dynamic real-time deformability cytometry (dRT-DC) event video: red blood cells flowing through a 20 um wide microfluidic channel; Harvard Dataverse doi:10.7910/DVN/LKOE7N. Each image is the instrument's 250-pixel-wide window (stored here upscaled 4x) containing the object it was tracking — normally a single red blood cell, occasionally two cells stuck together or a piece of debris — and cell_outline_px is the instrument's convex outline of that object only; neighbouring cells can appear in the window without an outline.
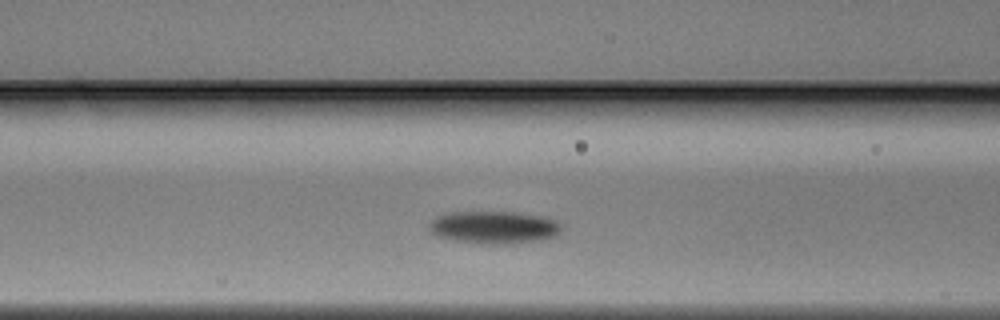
{"species": "Egyptian fruit bat (a non-hibernating species)", "species_latin": "Rousettus aegyptiacus", "temperature_condition": "warm", "stored_images_in_passage": 32, "camera_frame_rate_fps": 3000, "um_per_image_px": 0.085, "animal": {"sex": "male"}, "frame": {"image": 1, "passage_image": 12, "time_ms": 3.667, "image_size_px": [1000, 320], "cell_outline_px": [[560, 228], [556, 236], [544, 240], [512, 244], [484, 244], [456, 240], [440, 236], [432, 232], [428, 228], [428, 224], [436, 216], [448, 212], [512, 212], [544, 216], [556, 220], [560, 224]], "centroid_in_image_um": [42.01, 19.32], "position_along_channel_um": 124.6, "area_um2": 25.2}}
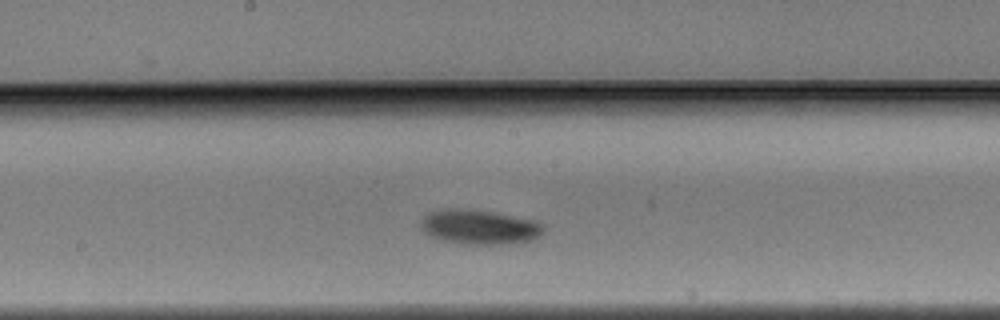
{"frame": {"image": 2, "passage_image": 18, "time_ms": 5.667, "image_size_px": [1000, 320], "cell_outline_px": [[544, 232], [540, 236], [532, 240], [516, 244], [460, 244], [444, 240], [432, 236], [424, 232], [424, 216], [428, 212], [436, 208], [468, 208], [492, 212], [536, 220], [544, 224]], "centroid_in_image_um": [40.82, 19.28], "position_along_channel_um": 207.4, "area_um2": 25.03}}
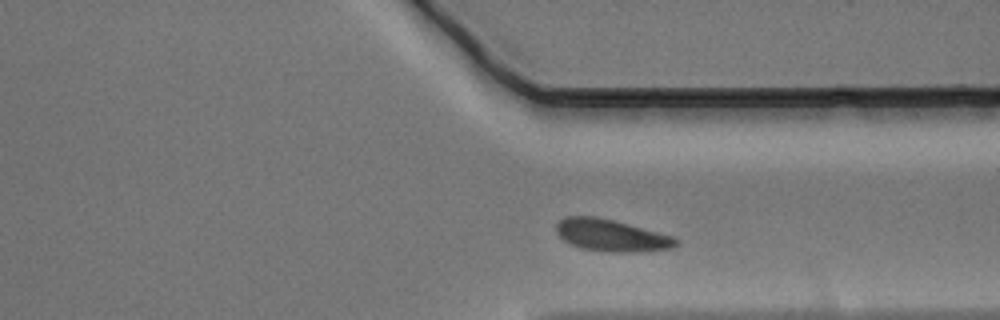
{"frame": {"image": 3, "passage_image": 29, "time_ms": 9.333, "image_size_px": [1000, 320], "cell_outline_px": [[680, 244], [672, 248], [636, 252], [604, 252], [580, 248], [564, 240], [556, 232], [556, 224], [564, 216], [596, 216], [628, 224], [672, 236], [680, 240]], "centroid_in_image_um": [51.96, 20.01], "position_along_channel_um": 359.4, "area_um2": 22.31}}